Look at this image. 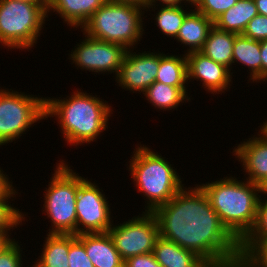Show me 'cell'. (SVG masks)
Wrapping results in <instances>:
<instances>
[{
  "label": "cell",
  "mask_w": 267,
  "mask_h": 267,
  "mask_svg": "<svg viewBox=\"0 0 267 267\" xmlns=\"http://www.w3.org/2000/svg\"><path fill=\"white\" fill-rule=\"evenodd\" d=\"M194 186H184L153 212L160 236L195 252L207 264L240 257V242L222 224L203 189Z\"/></svg>",
  "instance_id": "1"
},
{
  "label": "cell",
  "mask_w": 267,
  "mask_h": 267,
  "mask_svg": "<svg viewBox=\"0 0 267 267\" xmlns=\"http://www.w3.org/2000/svg\"><path fill=\"white\" fill-rule=\"evenodd\" d=\"M76 89L72 95L63 98L47 96L45 114L47 119L55 117L65 143L77 149L79 145L95 142L103 132L108 131V121L114 110L99 95Z\"/></svg>",
  "instance_id": "2"
},
{
  "label": "cell",
  "mask_w": 267,
  "mask_h": 267,
  "mask_svg": "<svg viewBox=\"0 0 267 267\" xmlns=\"http://www.w3.org/2000/svg\"><path fill=\"white\" fill-rule=\"evenodd\" d=\"M198 184L227 230L240 242L252 229L261 193L260 186L230 174Z\"/></svg>",
  "instance_id": "3"
},
{
  "label": "cell",
  "mask_w": 267,
  "mask_h": 267,
  "mask_svg": "<svg viewBox=\"0 0 267 267\" xmlns=\"http://www.w3.org/2000/svg\"><path fill=\"white\" fill-rule=\"evenodd\" d=\"M133 148L127 170L133 179L134 187L145 200V212H154L170 201L184 185L177 168L161 153L154 152L151 146L138 143ZM183 179V180H181Z\"/></svg>",
  "instance_id": "4"
},
{
  "label": "cell",
  "mask_w": 267,
  "mask_h": 267,
  "mask_svg": "<svg viewBox=\"0 0 267 267\" xmlns=\"http://www.w3.org/2000/svg\"><path fill=\"white\" fill-rule=\"evenodd\" d=\"M145 7L130 3L107 1L82 26L87 36L124 46L138 48L145 30Z\"/></svg>",
  "instance_id": "5"
},
{
  "label": "cell",
  "mask_w": 267,
  "mask_h": 267,
  "mask_svg": "<svg viewBox=\"0 0 267 267\" xmlns=\"http://www.w3.org/2000/svg\"><path fill=\"white\" fill-rule=\"evenodd\" d=\"M69 163L60 159L48 186L43 190L42 214L51 222L48 234L76 235V199L79 188V173ZM48 187V188H47Z\"/></svg>",
  "instance_id": "6"
},
{
  "label": "cell",
  "mask_w": 267,
  "mask_h": 267,
  "mask_svg": "<svg viewBox=\"0 0 267 267\" xmlns=\"http://www.w3.org/2000/svg\"><path fill=\"white\" fill-rule=\"evenodd\" d=\"M48 18L47 12L40 5L0 0L1 48L29 52L38 43Z\"/></svg>",
  "instance_id": "7"
},
{
  "label": "cell",
  "mask_w": 267,
  "mask_h": 267,
  "mask_svg": "<svg viewBox=\"0 0 267 267\" xmlns=\"http://www.w3.org/2000/svg\"><path fill=\"white\" fill-rule=\"evenodd\" d=\"M1 87L0 148L13 141L16 143L23 134L28 133L30 127L46 119L45 96Z\"/></svg>",
  "instance_id": "8"
},
{
  "label": "cell",
  "mask_w": 267,
  "mask_h": 267,
  "mask_svg": "<svg viewBox=\"0 0 267 267\" xmlns=\"http://www.w3.org/2000/svg\"><path fill=\"white\" fill-rule=\"evenodd\" d=\"M141 212L142 214L139 213L127 221L117 222V225L113 223L107 231L124 261L132 256L153 252L160 237V227L155 214Z\"/></svg>",
  "instance_id": "9"
},
{
  "label": "cell",
  "mask_w": 267,
  "mask_h": 267,
  "mask_svg": "<svg viewBox=\"0 0 267 267\" xmlns=\"http://www.w3.org/2000/svg\"><path fill=\"white\" fill-rule=\"evenodd\" d=\"M98 183L79 175L76 199V235L104 233L113 225L111 204ZM107 198V199H106ZM112 216V217H111Z\"/></svg>",
  "instance_id": "10"
},
{
  "label": "cell",
  "mask_w": 267,
  "mask_h": 267,
  "mask_svg": "<svg viewBox=\"0 0 267 267\" xmlns=\"http://www.w3.org/2000/svg\"><path fill=\"white\" fill-rule=\"evenodd\" d=\"M82 38L68 54V59L71 60L69 62L74 64L77 70L79 68L94 75L113 73V77H116L128 49L120 44L91 38L84 33Z\"/></svg>",
  "instance_id": "11"
},
{
  "label": "cell",
  "mask_w": 267,
  "mask_h": 267,
  "mask_svg": "<svg viewBox=\"0 0 267 267\" xmlns=\"http://www.w3.org/2000/svg\"><path fill=\"white\" fill-rule=\"evenodd\" d=\"M136 49L127 50L126 56L119 67L116 75V86H119L128 93L141 95L152 85L157 77L159 68V50L138 52Z\"/></svg>",
  "instance_id": "12"
},
{
  "label": "cell",
  "mask_w": 267,
  "mask_h": 267,
  "mask_svg": "<svg viewBox=\"0 0 267 267\" xmlns=\"http://www.w3.org/2000/svg\"><path fill=\"white\" fill-rule=\"evenodd\" d=\"M187 59V81H199L201 87L216 95L225 94L230 91L233 84L231 71L222 64L216 63L211 58L205 56L200 51H193L186 54Z\"/></svg>",
  "instance_id": "13"
},
{
  "label": "cell",
  "mask_w": 267,
  "mask_h": 267,
  "mask_svg": "<svg viewBox=\"0 0 267 267\" xmlns=\"http://www.w3.org/2000/svg\"><path fill=\"white\" fill-rule=\"evenodd\" d=\"M255 133L235 144L231 153L242 165L244 179L260 186L267 179V135L261 129Z\"/></svg>",
  "instance_id": "14"
},
{
  "label": "cell",
  "mask_w": 267,
  "mask_h": 267,
  "mask_svg": "<svg viewBox=\"0 0 267 267\" xmlns=\"http://www.w3.org/2000/svg\"><path fill=\"white\" fill-rule=\"evenodd\" d=\"M77 238L84 244L94 267H124V260L114 247L108 232L84 233L77 235Z\"/></svg>",
  "instance_id": "15"
},
{
  "label": "cell",
  "mask_w": 267,
  "mask_h": 267,
  "mask_svg": "<svg viewBox=\"0 0 267 267\" xmlns=\"http://www.w3.org/2000/svg\"><path fill=\"white\" fill-rule=\"evenodd\" d=\"M108 0H54L47 16L59 15L70 29H81L90 17ZM77 28V29H76Z\"/></svg>",
  "instance_id": "16"
},
{
  "label": "cell",
  "mask_w": 267,
  "mask_h": 267,
  "mask_svg": "<svg viewBox=\"0 0 267 267\" xmlns=\"http://www.w3.org/2000/svg\"><path fill=\"white\" fill-rule=\"evenodd\" d=\"M213 27L214 22L194 8L186 15L175 41L187 48L185 54L200 51Z\"/></svg>",
  "instance_id": "17"
},
{
  "label": "cell",
  "mask_w": 267,
  "mask_h": 267,
  "mask_svg": "<svg viewBox=\"0 0 267 267\" xmlns=\"http://www.w3.org/2000/svg\"><path fill=\"white\" fill-rule=\"evenodd\" d=\"M233 62H232V76L234 72L233 69L236 66L241 65L248 68L247 80L248 83H260L261 84V57H260V41L250 39L243 34H237L233 44ZM235 63V64H234Z\"/></svg>",
  "instance_id": "18"
},
{
  "label": "cell",
  "mask_w": 267,
  "mask_h": 267,
  "mask_svg": "<svg viewBox=\"0 0 267 267\" xmlns=\"http://www.w3.org/2000/svg\"><path fill=\"white\" fill-rule=\"evenodd\" d=\"M153 254L163 267H205L207 265L195 252L184 249L161 236L154 246Z\"/></svg>",
  "instance_id": "19"
},
{
  "label": "cell",
  "mask_w": 267,
  "mask_h": 267,
  "mask_svg": "<svg viewBox=\"0 0 267 267\" xmlns=\"http://www.w3.org/2000/svg\"><path fill=\"white\" fill-rule=\"evenodd\" d=\"M188 91V87H174L155 81L144 91L143 96L146 97L144 99H147L148 103L155 107L157 111L159 109V111L173 112L181 104L183 105L184 102L185 105L191 101V93Z\"/></svg>",
  "instance_id": "20"
},
{
  "label": "cell",
  "mask_w": 267,
  "mask_h": 267,
  "mask_svg": "<svg viewBox=\"0 0 267 267\" xmlns=\"http://www.w3.org/2000/svg\"><path fill=\"white\" fill-rule=\"evenodd\" d=\"M46 234L42 253L30 267H69V234Z\"/></svg>",
  "instance_id": "21"
},
{
  "label": "cell",
  "mask_w": 267,
  "mask_h": 267,
  "mask_svg": "<svg viewBox=\"0 0 267 267\" xmlns=\"http://www.w3.org/2000/svg\"><path fill=\"white\" fill-rule=\"evenodd\" d=\"M257 14L259 13L254 0H238L214 21V26L221 31L242 34L248 22Z\"/></svg>",
  "instance_id": "22"
},
{
  "label": "cell",
  "mask_w": 267,
  "mask_h": 267,
  "mask_svg": "<svg viewBox=\"0 0 267 267\" xmlns=\"http://www.w3.org/2000/svg\"><path fill=\"white\" fill-rule=\"evenodd\" d=\"M236 35L233 32L221 31L214 26L200 52L232 71V50Z\"/></svg>",
  "instance_id": "23"
},
{
  "label": "cell",
  "mask_w": 267,
  "mask_h": 267,
  "mask_svg": "<svg viewBox=\"0 0 267 267\" xmlns=\"http://www.w3.org/2000/svg\"><path fill=\"white\" fill-rule=\"evenodd\" d=\"M155 81L174 87H189L186 54L181 56L179 53L174 55L159 51V68Z\"/></svg>",
  "instance_id": "24"
},
{
  "label": "cell",
  "mask_w": 267,
  "mask_h": 267,
  "mask_svg": "<svg viewBox=\"0 0 267 267\" xmlns=\"http://www.w3.org/2000/svg\"><path fill=\"white\" fill-rule=\"evenodd\" d=\"M186 8L184 6H146L145 13L150 11L148 14L150 16L151 12L154 11V14H151L153 16L151 18H153L156 27L162 33L161 35L164 34L167 38L170 37L171 40L173 38L175 40L186 15L193 9L188 5Z\"/></svg>",
  "instance_id": "25"
},
{
  "label": "cell",
  "mask_w": 267,
  "mask_h": 267,
  "mask_svg": "<svg viewBox=\"0 0 267 267\" xmlns=\"http://www.w3.org/2000/svg\"><path fill=\"white\" fill-rule=\"evenodd\" d=\"M265 238H267V198L260 196L254 226L240 241L241 255H247Z\"/></svg>",
  "instance_id": "26"
},
{
  "label": "cell",
  "mask_w": 267,
  "mask_h": 267,
  "mask_svg": "<svg viewBox=\"0 0 267 267\" xmlns=\"http://www.w3.org/2000/svg\"><path fill=\"white\" fill-rule=\"evenodd\" d=\"M13 199H0V236L8 237L10 240L12 238L11 231L15 228H20L24 222H28L25 212L20 210L18 207H14ZM12 203V204H10ZM22 211V212H21ZM27 218V219H26ZM12 229V230H11Z\"/></svg>",
  "instance_id": "27"
},
{
  "label": "cell",
  "mask_w": 267,
  "mask_h": 267,
  "mask_svg": "<svg viewBox=\"0 0 267 267\" xmlns=\"http://www.w3.org/2000/svg\"><path fill=\"white\" fill-rule=\"evenodd\" d=\"M21 241L15 239L10 240L0 250V267H23L24 261L22 257L23 248ZM22 246V248H21Z\"/></svg>",
  "instance_id": "28"
},
{
  "label": "cell",
  "mask_w": 267,
  "mask_h": 267,
  "mask_svg": "<svg viewBox=\"0 0 267 267\" xmlns=\"http://www.w3.org/2000/svg\"><path fill=\"white\" fill-rule=\"evenodd\" d=\"M69 267H94L77 235L69 234Z\"/></svg>",
  "instance_id": "29"
},
{
  "label": "cell",
  "mask_w": 267,
  "mask_h": 267,
  "mask_svg": "<svg viewBox=\"0 0 267 267\" xmlns=\"http://www.w3.org/2000/svg\"><path fill=\"white\" fill-rule=\"evenodd\" d=\"M238 0H200L195 9L213 22L225 11L234 6Z\"/></svg>",
  "instance_id": "30"
},
{
  "label": "cell",
  "mask_w": 267,
  "mask_h": 267,
  "mask_svg": "<svg viewBox=\"0 0 267 267\" xmlns=\"http://www.w3.org/2000/svg\"><path fill=\"white\" fill-rule=\"evenodd\" d=\"M242 34L256 41L267 40V16L257 14L248 22Z\"/></svg>",
  "instance_id": "31"
},
{
  "label": "cell",
  "mask_w": 267,
  "mask_h": 267,
  "mask_svg": "<svg viewBox=\"0 0 267 267\" xmlns=\"http://www.w3.org/2000/svg\"><path fill=\"white\" fill-rule=\"evenodd\" d=\"M8 174L4 172L3 168L0 167V199H16L20 197L21 192L18 193L16 186L14 187L13 181L10 180ZM19 194V195H18Z\"/></svg>",
  "instance_id": "32"
},
{
  "label": "cell",
  "mask_w": 267,
  "mask_h": 267,
  "mask_svg": "<svg viewBox=\"0 0 267 267\" xmlns=\"http://www.w3.org/2000/svg\"><path fill=\"white\" fill-rule=\"evenodd\" d=\"M124 267H163L159 264L153 252L143 255H137L127 258L124 261Z\"/></svg>",
  "instance_id": "33"
},
{
  "label": "cell",
  "mask_w": 267,
  "mask_h": 267,
  "mask_svg": "<svg viewBox=\"0 0 267 267\" xmlns=\"http://www.w3.org/2000/svg\"><path fill=\"white\" fill-rule=\"evenodd\" d=\"M247 255L259 267H267V238L260 241Z\"/></svg>",
  "instance_id": "34"
},
{
  "label": "cell",
  "mask_w": 267,
  "mask_h": 267,
  "mask_svg": "<svg viewBox=\"0 0 267 267\" xmlns=\"http://www.w3.org/2000/svg\"><path fill=\"white\" fill-rule=\"evenodd\" d=\"M261 82L267 77V40L260 41Z\"/></svg>",
  "instance_id": "35"
},
{
  "label": "cell",
  "mask_w": 267,
  "mask_h": 267,
  "mask_svg": "<svg viewBox=\"0 0 267 267\" xmlns=\"http://www.w3.org/2000/svg\"><path fill=\"white\" fill-rule=\"evenodd\" d=\"M206 267H249V265L241 257H238L223 263L207 264Z\"/></svg>",
  "instance_id": "36"
},
{
  "label": "cell",
  "mask_w": 267,
  "mask_h": 267,
  "mask_svg": "<svg viewBox=\"0 0 267 267\" xmlns=\"http://www.w3.org/2000/svg\"><path fill=\"white\" fill-rule=\"evenodd\" d=\"M183 0H147L146 6H183Z\"/></svg>",
  "instance_id": "37"
},
{
  "label": "cell",
  "mask_w": 267,
  "mask_h": 267,
  "mask_svg": "<svg viewBox=\"0 0 267 267\" xmlns=\"http://www.w3.org/2000/svg\"><path fill=\"white\" fill-rule=\"evenodd\" d=\"M260 15L267 16V0H254Z\"/></svg>",
  "instance_id": "38"
},
{
  "label": "cell",
  "mask_w": 267,
  "mask_h": 267,
  "mask_svg": "<svg viewBox=\"0 0 267 267\" xmlns=\"http://www.w3.org/2000/svg\"><path fill=\"white\" fill-rule=\"evenodd\" d=\"M112 2L130 3L141 7H146L147 0H108Z\"/></svg>",
  "instance_id": "39"
},
{
  "label": "cell",
  "mask_w": 267,
  "mask_h": 267,
  "mask_svg": "<svg viewBox=\"0 0 267 267\" xmlns=\"http://www.w3.org/2000/svg\"><path fill=\"white\" fill-rule=\"evenodd\" d=\"M16 1H24L32 4L40 5L46 12H48L49 5L44 0H16Z\"/></svg>",
  "instance_id": "40"
},
{
  "label": "cell",
  "mask_w": 267,
  "mask_h": 267,
  "mask_svg": "<svg viewBox=\"0 0 267 267\" xmlns=\"http://www.w3.org/2000/svg\"><path fill=\"white\" fill-rule=\"evenodd\" d=\"M240 257L249 265V267H259L248 255H241Z\"/></svg>",
  "instance_id": "41"
},
{
  "label": "cell",
  "mask_w": 267,
  "mask_h": 267,
  "mask_svg": "<svg viewBox=\"0 0 267 267\" xmlns=\"http://www.w3.org/2000/svg\"><path fill=\"white\" fill-rule=\"evenodd\" d=\"M260 192L263 197H267V179L260 185Z\"/></svg>",
  "instance_id": "42"
},
{
  "label": "cell",
  "mask_w": 267,
  "mask_h": 267,
  "mask_svg": "<svg viewBox=\"0 0 267 267\" xmlns=\"http://www.w3.org/2000/svg\"><path fill=\"white\" fill-rule=\"evenodd\" d=\"M200 0H183L185 7L190 5L191 7L195 8Z\"/></svg>",
  "instance_id": "43"
},
{
  "label": "cell",
  "mask_w": 267,
  "mask_h": 267,
  "mask_svg": "<svg viewBox=\"0 0 267 267\" xmlns=\"http://www.w3.org/2000/svg\"><path fill=\"white\" fill-rule=\"evenodd\" d=\"M10 241L8 237L0 236V250Z\"/></svg>",
  "instance_id": "44"
},
{
  "label": "cell",
  "mask_w": 267,
  "mask_h": 267,
  "mask_svg": "<svg viewBox=\"0 0 267 267\" xmlns=\"http://www.w3.org/2000/svg\"><path fill=\"white\" fill-rule=\"evenodd\" d=\"M267 135V121L265 120L263 124L258 126Z\"/></svg>",
  "instance_id": "45"
},
{
  "label": "cell",
  "mask_w": 267,
  "mask_h": 267,
  "mask_svg": "<svg viewBox=\"0 0 267 267\" xmlns=\"http://www.w3.org/2000/svg\"><path fill=\"white\" fill-rule=\"evenodd\" d=\"M48 5H50L54 0H44Z\"/></svg>",
  "instance_id": "46"
},
{
  "label": "cell",
  "mask_w": 267,
  "mask_h": 267,
  "mask_svg": "<svg viewBox=\"0 0 267 267\" xmlns=\"http://www.w3.org/2000/svg\"><path fill=\"white\" fill-rule=\"evenodd\" d=\"M266 81H267V77L265 79H263L261 83L266 82Z\"/></svg>",
  "instance_id": "47"
}]
</instances>
